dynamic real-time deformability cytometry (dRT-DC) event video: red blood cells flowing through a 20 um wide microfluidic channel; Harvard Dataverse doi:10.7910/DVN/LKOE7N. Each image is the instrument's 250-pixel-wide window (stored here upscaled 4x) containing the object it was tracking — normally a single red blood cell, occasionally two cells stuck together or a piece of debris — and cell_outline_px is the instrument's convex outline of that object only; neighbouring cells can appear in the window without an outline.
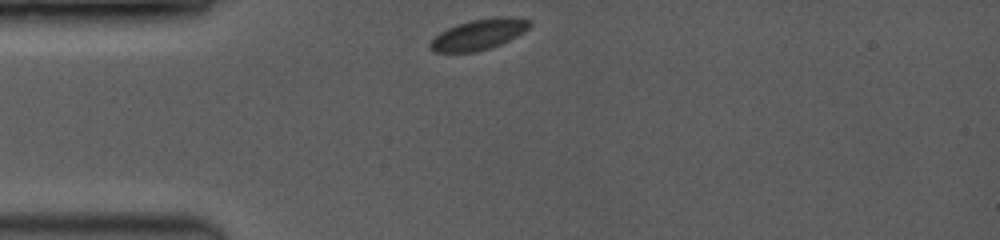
{"species": "common noctule bat (a hibernating species)", "species_latin": "Nyctalus noctula", "temperature_condition": "room temperature", "stored_images_in_passage": 4, "camera_frame_rate_fps": 3500, "um_per_image_px": 0.085, "animal": {"sex": "female", "body_mass_g": 19.0, "forearm_length_mm": 53.3}, "frame": {"image": 1, "passage_image": 1, "time_ms": 0.0, "image_size_px": [1000, 240], "cell_outline_px": [[532, 24], [524, 32], [500, 44], [488, 48], [472, 52], [436, 52], [428, 48], [428, 44], [440, 32], [456, 24], [472, 20], [496, 16], [512, 16], [532, 20]], "centroid_in_image_um": [40.71, 2.9], "position_along_channel_um": 44.3, "area_um2": 17.74}}
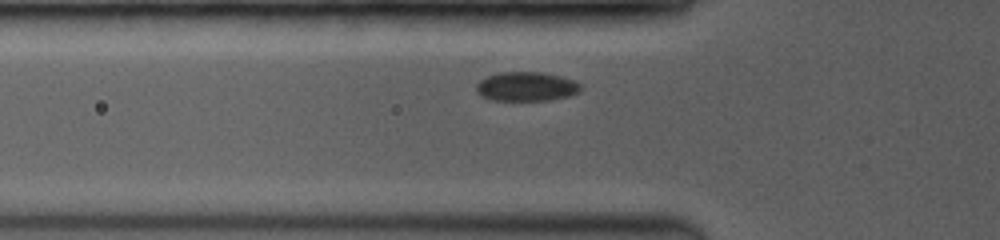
{"frame": {"image": 2, "passage_image": 4, "time_ms": 1.429, "image_size_px": [1000, 240], "cell_outline_px": [[580, 92], [568, 96], [548, 100], [492, 100], [480, 96], [476, 92], [476, 84], [480, 80], [488, 76], [500, 72], [544, 72], [560, 76], [572, 80], [580, 84]], "centroid_in_image_um": [44.71, 7.35], "position_along_channel_um": 81.1, "area_um2": 17.74}}